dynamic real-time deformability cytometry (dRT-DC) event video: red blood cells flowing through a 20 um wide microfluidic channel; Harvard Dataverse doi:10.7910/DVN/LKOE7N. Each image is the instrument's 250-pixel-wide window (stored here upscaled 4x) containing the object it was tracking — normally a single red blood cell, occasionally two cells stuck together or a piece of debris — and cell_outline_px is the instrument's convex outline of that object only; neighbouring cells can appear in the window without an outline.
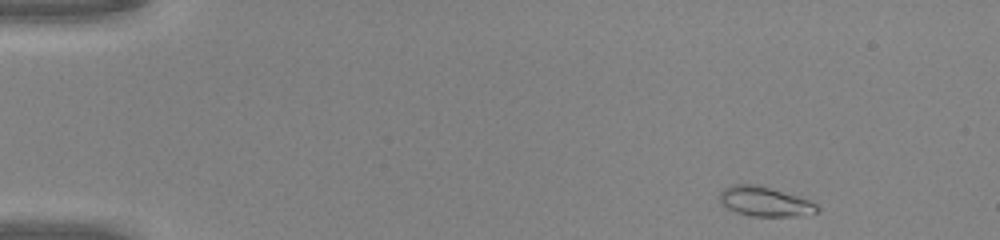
{"species": "common noctule bat (a hibernating species)", "species_latin": "Nyctalus noctula", "temperature_condition": "warm", "stored_images_in_passage": 45, "camera_frame_rate_fps": 3000, "um_per_image_px": 0.085, "animal": {"sex": "male", "body_mass_g": 20.0, "forearm_length_mm": 53.3}, "frame": {"image": 1, "passage_image": 1, "time_ms": 0.0, "image_size_px": [1000, 240], "cell_outline_px": [[820, 212], [808, 216], [748, 216], [724, 208], [720, 200], [720, 192], [724, 188], [732, 184], [756, 184], [796, 196], [808, 200], [816, 204], [820, 208]], "centroid_in_image_um": [65.01, 17.15], "position_along_channel_um": 20.0, "area_um2": 16.99}}
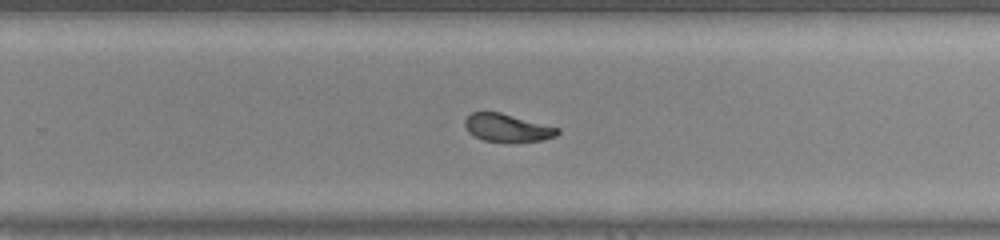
{"frame": {"image": 2, "passage_image": 28, "time_ms": 9.0, "image_size_px": [1000, 240], "cell_outline_px": [[560, 132], [556, 136], [544, 140], [516, 144], [508, 144], [484, 140], [468, 132], [464, 124], [464, 120], [472, 112], [500, 112], [560, 128]], "centroid_in_image_um": [43.16, 10.91], "position_along_channel_um": 286.6, "area_um2": 15.55}}
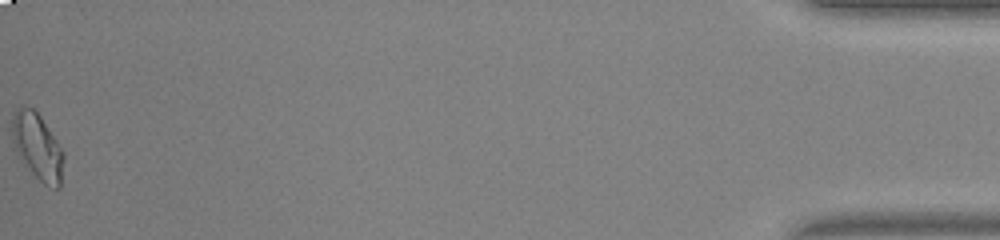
{"frame": {"image": 3, "passage_image": 45, "time_ms": 14.667, "image_size_px": [1000, 240], "cell_outline_px": [[64, 156], [60, 188], [56, 188], [44, 184], [28, 168], [16, 152], [12, 140], [12, 112], [20, 104], [32, 108], [40, 116], [64, 152]], "centroid_in_image_um": [3.16, 12.42], "position_along_channel_um": 432.0, "area_um2": 19.83}, "authors_computed_cell_mechanics": {"area_um2": 16.3574, "velocity_mm_per_s": 4.2232, "shape_relaxation_time_tau1_ms": 3.8647, "shape_relaxation_time_tau2_ms": 1.8856, "deformation_change_tau1": 0.1624, "deformation_change_tau2": 0.0826}}